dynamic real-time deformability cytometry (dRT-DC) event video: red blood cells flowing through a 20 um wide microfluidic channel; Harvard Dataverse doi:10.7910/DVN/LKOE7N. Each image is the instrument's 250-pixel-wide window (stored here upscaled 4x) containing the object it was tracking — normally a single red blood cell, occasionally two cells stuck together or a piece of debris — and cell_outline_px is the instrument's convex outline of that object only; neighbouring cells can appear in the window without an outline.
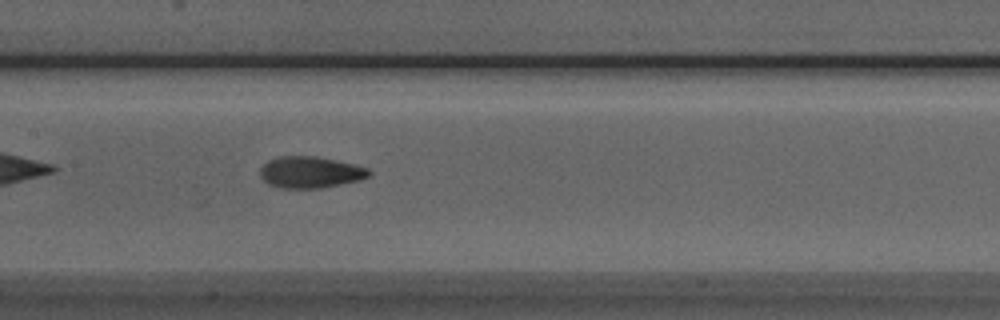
{"species": "Egyptian fruit bat (a non-hibernating species)", "species_latin": "Rousettus aegyptiacus", "temperature_condition": "room temperature", "stored_images_in_passage": 38, "camera_frame_rate_fps": 3000, "um_per_image_px": 0.085, "animal": {"sex": "male"}, "frame": {"image": 1, "passage_image": 11, "time_ms": 3.333, "image_size_px": [1000, 320], "cell_outline_px": [[372, 172], [368, 176], [360, 180], [320, 188], [280, 188], [268, 184], [260, 176], [260, 168], [268, 160], [280, 156], [316, 156], [336, 160], [368, 168]], "centroid_in_image_um": [26.35, 14.64], "position_along_channel_um": 181.0, "area_um2": 19.94}}
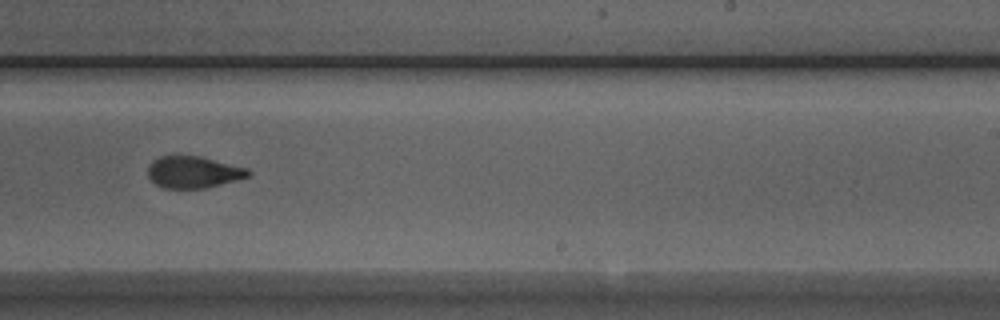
{"frame": {"image": 2, "passage_image": 18, "time_ms": 5.667, "image_size_px": [1000, 320], "cell_outline_px": [[252, 172], [248, 176], [236, 180], [204, 188], [164, 188], [156, 184], [148, 176], [148, 164], [152, 160], [160, 156], [200, 156], [248, 168]], "centroid_in_image_um": [16.42, 14.62], "position_along_channel_um": 272.6, "area_um2": 18.5}}
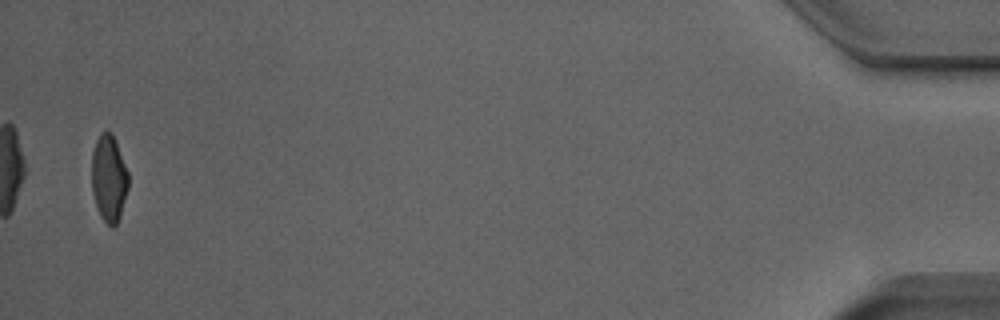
{"frame": {"image": 3, "passage_image": 37, "time_ms": 12.0, "image_size_px": [1000, 320], "cell_outline_px": [[128, 188], [120, 216], [116, 224], [112, 228], [100, 216], [92, 192], [92, 152], [96, 140], [100, 132], [112, 132], [128, 172]], "centroid_in_image_um": [9.25, 15.15], "position_along_channel_um": 426.0, "area_um2": 18.44}, "authors_computed_cell_mechanics": {"area_um2": 19.4208, "velocity_mm_per_s": 3.9404, "shape_relaxation_time_tau1_ms": 6.9219, "shape_relaxation_time_tau2_ms": 1.8011, "deformation_change_tau1": 0.1963, "deformation_change_tau2": 0.0874}}